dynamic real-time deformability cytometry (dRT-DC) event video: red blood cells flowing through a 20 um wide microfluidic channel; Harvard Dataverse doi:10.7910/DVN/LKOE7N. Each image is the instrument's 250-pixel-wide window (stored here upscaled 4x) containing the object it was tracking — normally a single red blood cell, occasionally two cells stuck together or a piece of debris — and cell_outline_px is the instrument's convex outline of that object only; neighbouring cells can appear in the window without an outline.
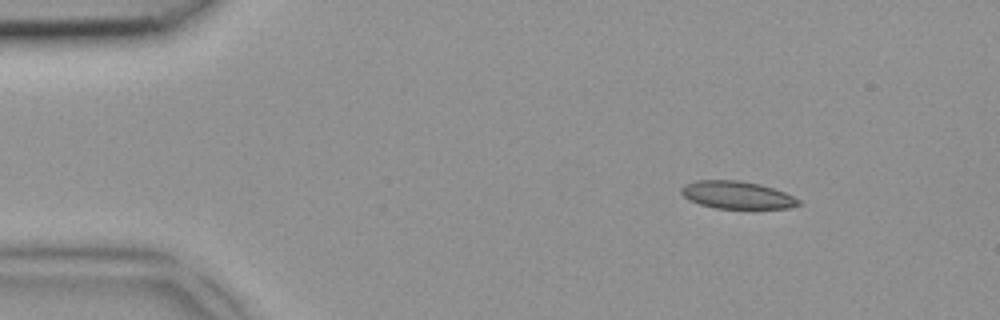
{"species": "common noctule bat (a hibernating species)", "species_latin": "Nyctalus noctula", "temperature_condition": "room temperature", "stored_images_in_passage": 3, "camera_frame_rate_fps": 3000, "um_per_image_px": 0.085, "animal": {"sex": "female", "body_mass_g": 18.4}, "frame": {"image": 1, "passage_image": 1, "time_ms": 0.0, "image_size_px": [1000, 320], "cell_outline_px": [[804, 204], [788, 208], [716, 208], [700, 204], [688, 200], [680, 192], [680, 188], [684, 184], [696, 180], [736, 180], [760, 184], [784, 192], [800, 200]], "centroid_in_image_um": [62.62, 16.57], "position_along_channel_um": 22.4, "area_um2": 18.84}}
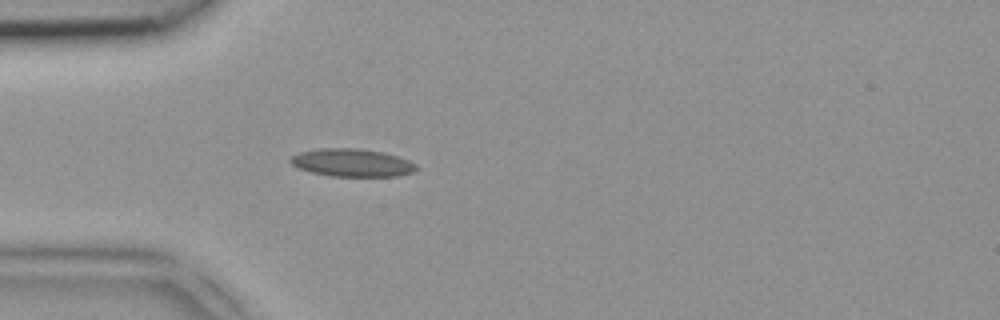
{"frame": {"image": 2, "passage_image": 3, "time_ms": 0.667, "image_size_px": [1000, 320], "cell_outline_px": [[416, 168], [412, 172], [396, 176], [332, 176], [312, 172], [300, 168], [292, 164], [288, 160], [292, 156], [300, 152], [320, 148], [360, 148], [384, 152], [408, 160], [416, 164]], "centroid_in_image_um": [29.91, 13.82], "position_along_channel_um": 55.1, "area_um2": 20.23}}